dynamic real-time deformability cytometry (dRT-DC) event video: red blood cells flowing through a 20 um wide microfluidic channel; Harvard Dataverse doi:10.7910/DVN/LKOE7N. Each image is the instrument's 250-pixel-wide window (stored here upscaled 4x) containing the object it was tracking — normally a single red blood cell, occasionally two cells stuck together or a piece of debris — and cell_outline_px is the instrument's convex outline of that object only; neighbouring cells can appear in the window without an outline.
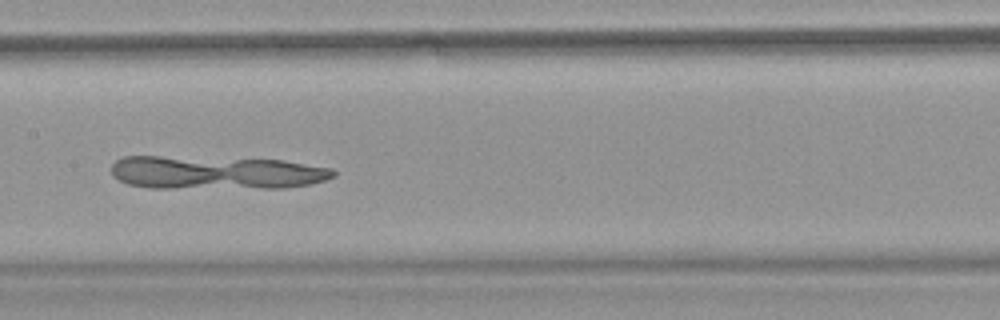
{"species": "common noctule bat (a hibernating species)", "species_latin": "Nyctalus noctula", "temperature_condition": "warm", "stored_images_in_passage": 54, "camera_frame_rate_fps": 3000, "um_per_image_px": 0.085, "animal": {"sex": "female", "body_mass_g": 18.4}, "frame": {"image": 1, "passage_image": 24, "time_ms": 7.667, "image_size_px": [1000, 320], "cell_outline_px": [[336, 176], [324, 180], [308, 184], [284, 188], [152, 188], [128, 184], [112, 176], [112, 164], [116, 160], [124, 156], [160, 156], [284, 160], [332, 168], [336, 172]], "centroid_in_image_um": [18.36, 14.67], "position_along_channel_um": 189.0, "area_um2": 43.35}}